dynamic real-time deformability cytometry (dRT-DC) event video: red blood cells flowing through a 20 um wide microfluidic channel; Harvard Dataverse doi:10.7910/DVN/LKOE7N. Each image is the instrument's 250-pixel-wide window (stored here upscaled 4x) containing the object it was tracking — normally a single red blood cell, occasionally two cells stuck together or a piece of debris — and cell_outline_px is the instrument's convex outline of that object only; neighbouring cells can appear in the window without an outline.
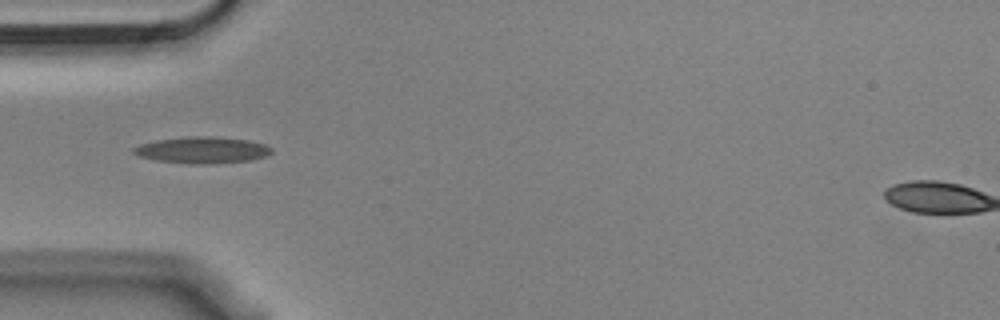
{"species": "Egyptian fruit bat (a non-hibernating species)", "species_latin": "Rousettus aegyptiacus", "temperature_condition": "cold", "stored_images_in_passage": 14, "camera_frame_rate_fps": 3000, "um_per_image_px": 0.085, "animal": {"sex": "male"}, "frame": {"image": 1, "passage_image": 5, "time_ms": 1.333, "image_size_px": [1000, 320], "cell_outline_px": [[272, 152], [264, 156], [248, 160], [204, 164], [188, 164], [156, 160], [140, 156], [132, 152], [132, 148], [140, 144], [156, 140], [188, 136], [212, 136], [248, 140], [264, 144], [272, 148]], "centroid_in_image_um": [17.15, 12.74], "position_along_channel_um": 67.8, "area_um2": 21.15}}
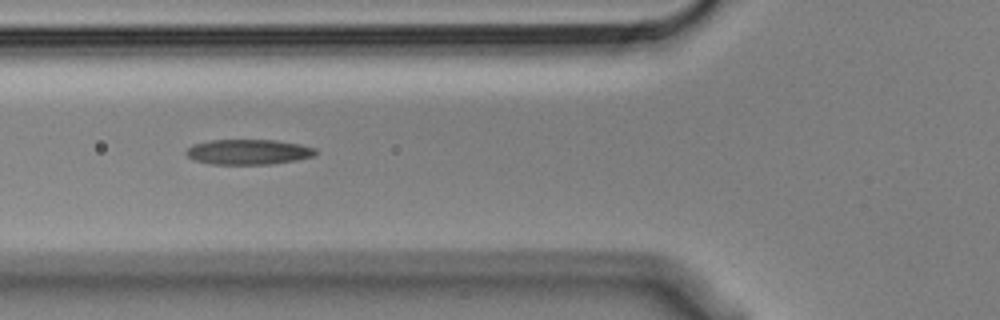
{"frame": {"image": 2, "passage_image": 8, "time_ms": 2.333, "image_size_px": [1000, 320], "cell_outline_px": [[316, 152], [312, 156], [296, 160], [272, 164], [212, 164], [192, 160], [184, 152], [192, 144], [212, 140], [276, 140], [300, 144], [316, 148]], "centroid_in_image_um": [21.08, 12.91], "position_along_channel_um": 104.7, "area_um2": 19.02}}